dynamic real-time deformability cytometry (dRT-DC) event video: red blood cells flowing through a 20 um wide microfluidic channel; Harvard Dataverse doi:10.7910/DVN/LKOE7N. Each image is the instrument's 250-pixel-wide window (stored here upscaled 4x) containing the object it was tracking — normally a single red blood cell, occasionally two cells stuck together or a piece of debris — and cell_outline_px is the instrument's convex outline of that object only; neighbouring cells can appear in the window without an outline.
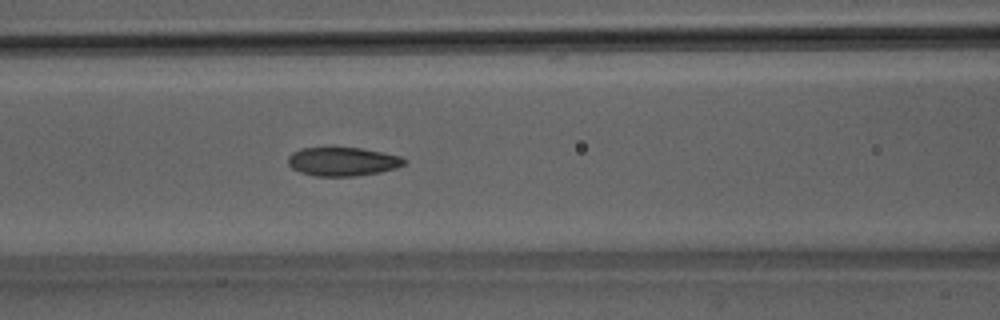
{"species": "Egyptian fruit bat (a non-hibernating species)", "species_latin": "Rousettus aegyptiacus", "temperature_condition": "room temperature", "stored_images_in_passage": 51, "segment_of_instrument_passage": [1, 2], "camera_frame_rate_fps": 3000, "um_per_image_px": 0.085, "animal": {"sex": "male"}, "frame": {"image": 1, "passage_image": 21, "time_ms": 6.667, "image_size_px": [1000, 320], "cell_outline_px": [[408, 160], [404, 164], [396, 168], [380, 172], [356, 176], [316, 176], [300, 172], [292, 168], [288, 164], [288, 156], [292, 152], [300, 148], [332, 144], [360, 148], [384, 152], [400, 156]], "centroid_in_image_um": [29.09, 13.68], "position_along_channel_um": 137.5, "area_um2": 20.35}}
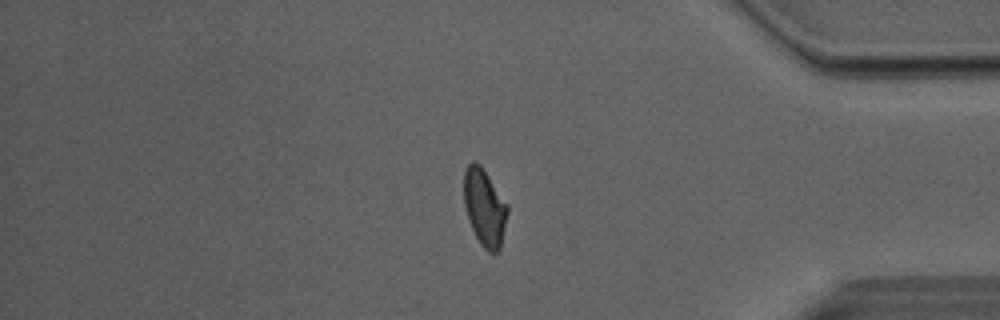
{"frame": {"image": 2, "passage_image": 42, "time_ms": 13.667, "image_size_px": [1000, 320], "cell_outline_px": [[508, 212], [500, 248], [496, 252], [488, 252], [480, 244], [468, 220], [464, 204], [464, 172], [468, 164], [472, 160], [480, 164], [508, 204]], "centroid_in_image_um": [41.18, 17.62], "position_along_channel_um": 394.0, "area_um2": 19.54}}
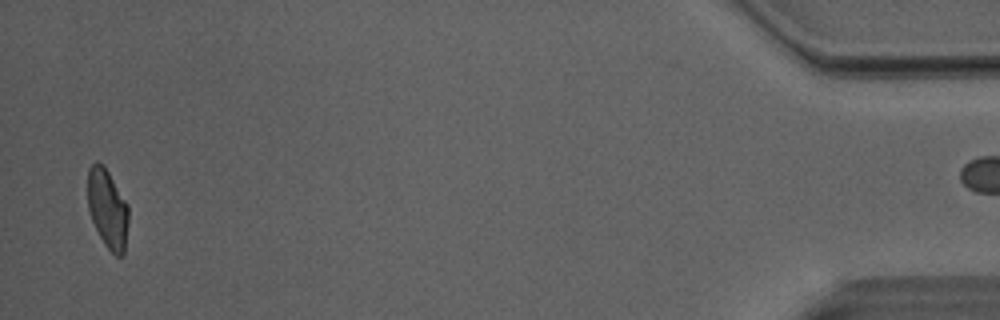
{"frame": {"image": 3, "passage_image": 49, "time_ms": 16.0, "image_size_px": [1000, 320], "cell_outline_px": [[128, 220], [124, 252], [120, 256], [116, 256], [104, 244], [92, 220], [88, 208], [88, 168], [96, 160], [108, 172], [128, 204]], "centroid_in_image_um": [9.14, 17.74], "position_along_channel_um": 426.1, "area_um2": 18.5}}